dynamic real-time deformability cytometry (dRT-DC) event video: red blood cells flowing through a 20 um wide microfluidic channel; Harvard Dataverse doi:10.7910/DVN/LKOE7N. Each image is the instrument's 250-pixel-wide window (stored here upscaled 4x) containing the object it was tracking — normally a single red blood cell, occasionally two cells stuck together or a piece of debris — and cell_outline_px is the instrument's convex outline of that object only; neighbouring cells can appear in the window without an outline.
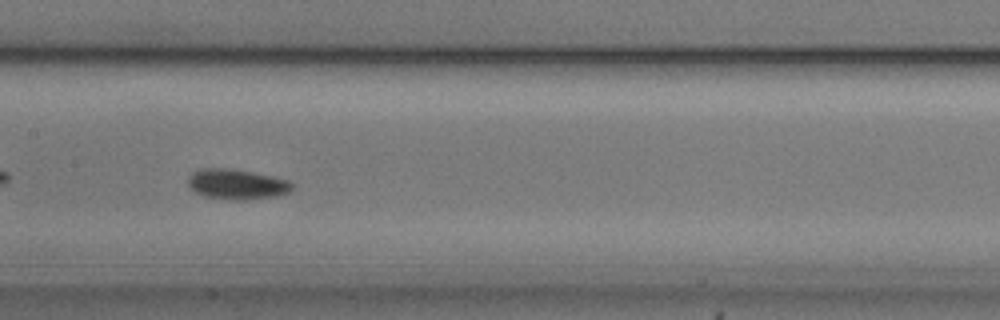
{"species": "common noctule bat (a hibernating species)", "species_latin": "Nyctalus noctula", "temperature_condition": "cold", "stored_images_in_passage": 14, "camera_frame_rate_fps": 3000, "um_per_image_px": 0.085, "animal": {"sex": "male", "body_mass_g": 20.5, "forearm_length_mm": 52.5}, "frame": {"image": 1, "passage_image": 12, "time_ms": 3.667, "image_size_px": [1000, 320], "cell_outline_px": [[292, 188], [288, 192], [276, 196], [248, 200], [236, 200], [204, 196], [196, 192], [188, 184], [188, 176], [192, 172], [200, 168], [228, 168], [252, 172], [272, 176], [288, 180], [292, 184]], "centroid_in_image_um": [20.11, 15.65], "position_along_channel_um": 187.3, "area_um2": 18.26}}